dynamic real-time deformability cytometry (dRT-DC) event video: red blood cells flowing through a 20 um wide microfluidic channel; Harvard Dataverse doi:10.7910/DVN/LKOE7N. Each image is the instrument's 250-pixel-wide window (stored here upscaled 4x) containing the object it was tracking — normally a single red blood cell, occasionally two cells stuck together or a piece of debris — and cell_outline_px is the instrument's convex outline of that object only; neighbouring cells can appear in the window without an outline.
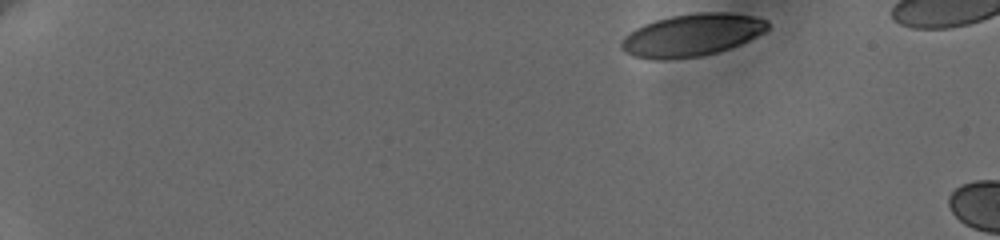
{"species": "human", "species_latin": "Homo sapiens", "temperature_condition": "cold", "stored_images_in_passage": 6, "camera_frame_rate_fps": 3000, "um_per_image_px": 0.085, "donor": {"sex": "female"}, "frame": {"image": 1, "passage_image": 1, "time_ms": 0.0, "image_size_px": [1000, 240], "cell_outline_px": [[768, 28], [764, 32], [740, 44], [716, 52], [700, 56], [664, 60], [656, 60], [632, 56], [624, 52], [620, 48], [620, 40], [628, 32], [644, 24], [656, 20], [672, 16], [696, 12], [728, 12], [752, 16], [768, 20]], "centroid_in_image_um": [58.76, 2.98], "position_along_channel_um": 26.2, "area_um2": 36.18}}